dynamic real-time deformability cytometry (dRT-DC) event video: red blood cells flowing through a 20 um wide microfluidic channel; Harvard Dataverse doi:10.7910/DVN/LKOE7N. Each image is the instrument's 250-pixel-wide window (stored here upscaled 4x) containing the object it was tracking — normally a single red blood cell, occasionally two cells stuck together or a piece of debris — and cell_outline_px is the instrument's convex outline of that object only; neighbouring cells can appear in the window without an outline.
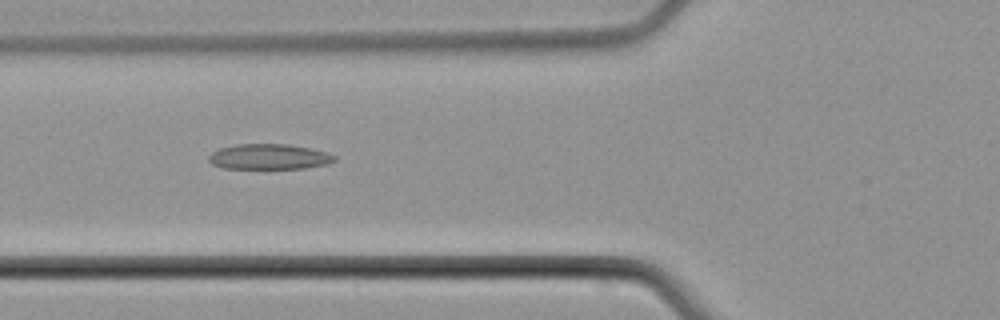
{"species": "common noctule bat (a hibernating species)", "species_latin": "Nyctalus noctula", "temperature_condition": "cold", "stored_images_in_passage": 7, "camera_frame_rate_fps": 3000, "um_per_image_px": 0.085, "animal": {"sex": "male", "body_mass_g": 21.5, "forearm_length_mm": 52.0}, "frame": {"image": 1, "passage_image": 6, "time_ms": 6.667, "image_size_px": [1000, 320], "cell_outline_px": [[336, 160], [328, 164], [304, 168], [220, 168], [212, 164], [208, 160], [208, 156], [212, 152], [220, 148], [236, 144], [288, 144], [328, 152], [336, 156]], "centroid_in_image_um": [22.86, 13.32], "position_along_channel_um": 102.9, "area_um2": 18.61}}
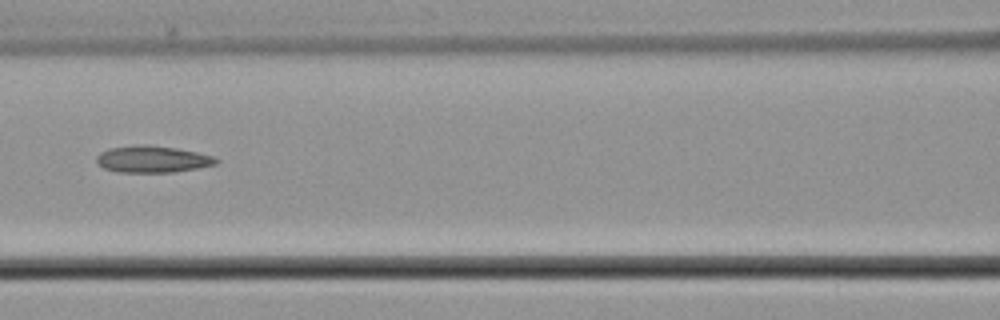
{"frame": {"image": 2, "passage_image": 7, "time_ms": 8.0, "image_size_px": [1000, 320], "cell_outline_px": [[220, 160], [216, 164], [196, 168], [172, 172], [116, 172], [104, 168], [96, 160], [96, 156], [100, 152], [108, 148], [140, 144], [148, 144], [176, 148], [196, 152], [212, 156]], "centroid_in_image_um": [12.93, 13.52], "position_along_channel_um": 153.7, "area_um2": 18.61}}